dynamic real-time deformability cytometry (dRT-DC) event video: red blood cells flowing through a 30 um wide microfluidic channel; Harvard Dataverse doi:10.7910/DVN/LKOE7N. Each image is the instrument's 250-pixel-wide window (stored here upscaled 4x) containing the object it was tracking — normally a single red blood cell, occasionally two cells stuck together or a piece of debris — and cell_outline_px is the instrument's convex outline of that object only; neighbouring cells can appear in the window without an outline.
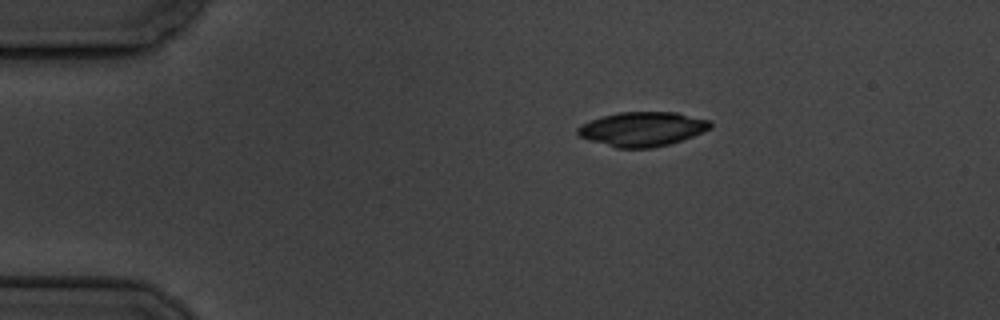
{"species": "common noctule bat (a hibernating species)", "species_latin": "Nyctalus noctula", "temperature_condition": "cold", "stored_images_in_passage": 3, "camera_frame_rate_fps": 3000, "um_per_image_px": 0.085, "animal": {"sex": "male", "body_mass_g": 19.5, "forearm_length_mm": 54.6}, "frame": {"image": 1, "passage_image": 1, "time_ms": 0.0, "image_size_px": [1000, 320], "cell_outline_px": [[712, 128], [704, 132], [668, 144], [652, 148], [616, 148], [588, 140], [580, 136], [576, 132], [576, 128], [580, 124], [604, 116], [620, 112], [676, 112], [708, 120], [712, 124]], "centroid_in_image_um": [54.58, 10.97], "position_along_channel_um": 30.4, "area_um2": 26.47}}